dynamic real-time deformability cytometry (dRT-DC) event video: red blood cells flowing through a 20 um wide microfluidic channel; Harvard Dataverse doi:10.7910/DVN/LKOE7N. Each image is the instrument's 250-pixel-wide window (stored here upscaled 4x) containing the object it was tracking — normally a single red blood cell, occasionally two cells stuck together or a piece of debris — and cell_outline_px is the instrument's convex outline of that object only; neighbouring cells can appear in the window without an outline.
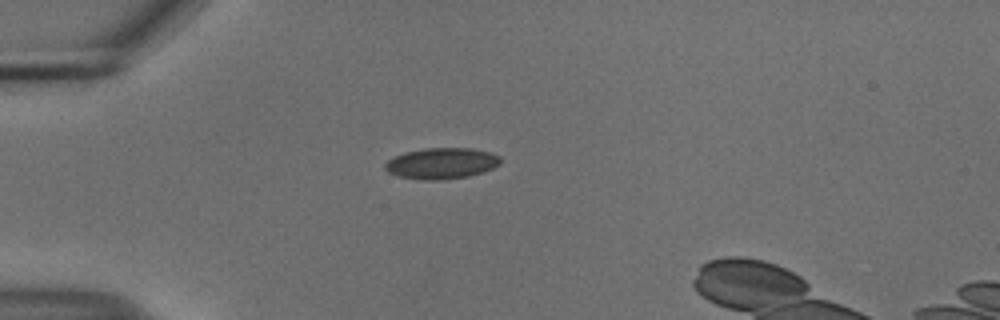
{"species": "common noctule bat (a hibernating species)", "species_latin": "Nyctalus noctula", "temperature_condition": "cold", "stored_images_in_passage": 37, "camera_frame_rate_fps": 3000, "um_per_image_px": 0.085, "animal": {"sex": "male", "body_mass_g": 18.8}, "frame": {"image": 1, "passage_image": 1, "time_ms": 0.0, "image_size_px": [1000, 320], "cell_outline_px": [[500, 164], [484, 172], [468, 176], [440, 180], [420, 180], [400, 176], [388, 172], [384, 168], [384, 164], [388, 160], [404, 152], [424, 148], [468, 148], [488, 152], [500, 156]], "centroid_in_image_um": [37.52, 13.89], "position_along_channel_um": 47.5, "area_um2": 20.81}}
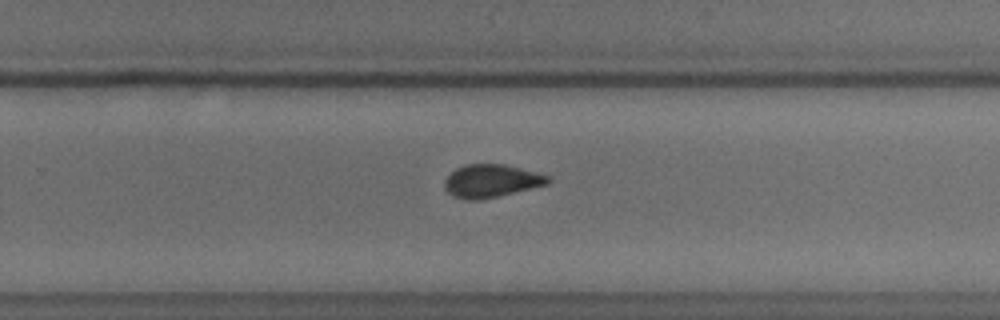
{"frame": {"image": 2, "passage_image": 22, "time_ms": 7.0, "image_size_px": [1000, 320], "cell_outline_px": [[552, 180], [548, 184], [480, 200], [468, 200], [452, 196], [444, 188], [444, 180], [456, 168], [468, 164], [504, 164], [552, 176]], "centroid_in_image_um": [41.77, 15.38], "position_along_channel_um": 288.0, "area_um2": 19.83}}
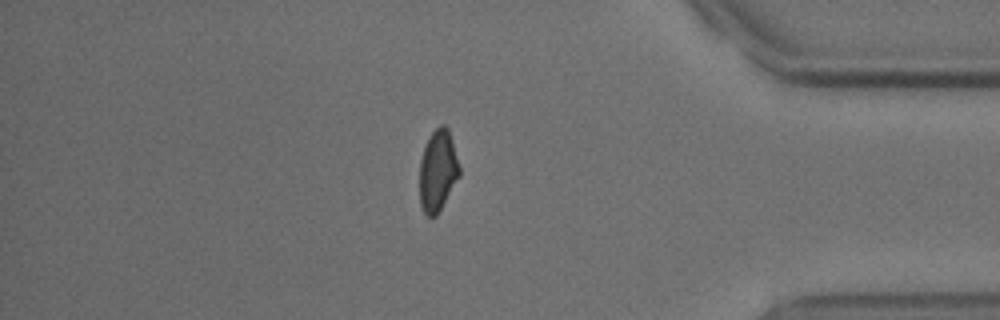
{"frame": {"image": 3, "passage_image": 33, "time_ms": 10.667, "image_size_px": [1000, 320], "cell_outline_px": [[460, 176], [436, 216], [428, 216], [424, 212], [420, 204], [420, 160], [424, 148], [432, 132], [440, 124], [444, 124], [448, 128], [452, 140], [460, 168]], "centroid_in_image_um": [37.22, 14.5], "position_along_channel_um": 398.0, "area_um2": 18.73}}